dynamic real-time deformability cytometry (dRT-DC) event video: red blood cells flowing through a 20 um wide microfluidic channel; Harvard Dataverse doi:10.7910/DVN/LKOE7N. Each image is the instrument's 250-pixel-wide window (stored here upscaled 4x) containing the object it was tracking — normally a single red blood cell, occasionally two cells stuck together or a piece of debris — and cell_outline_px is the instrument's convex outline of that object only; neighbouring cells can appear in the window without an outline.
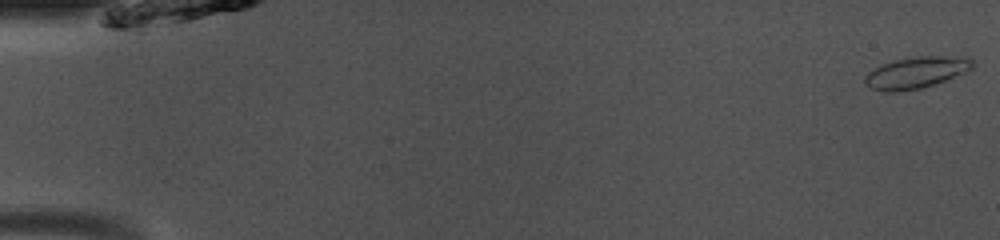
{"species": "common noctule bat (a hibernating species)", "species_latin": "Nyctalus noctula", "temperature_condition": "room temperature", "stored_images_in_passage": 49, "camera_frame_rate_fps": 3000, "um_per_image_px": 0.085, "animal": {"sex": "male", "body_mass_g": 13.0, "forearm_length_mm": 53.1}, "frame": {"image": 1, "passage_image": 1, "time_ms": 0.0, "image_size_px": [1000, 240], "cell_outline_px": [[976, 64], [972, 68], [964, 72], [944, 80], [920, 88], [896, 92], [884, 92], [872, 88], [864, 84], [864, 76], [868, 72], [884, 64], [896, 60], [916, 56], [968, 56]], "centroid_in_image_um": [77.88, 6.16], "position_along_channel_um": 7.1, "area_um2": 19.59}}
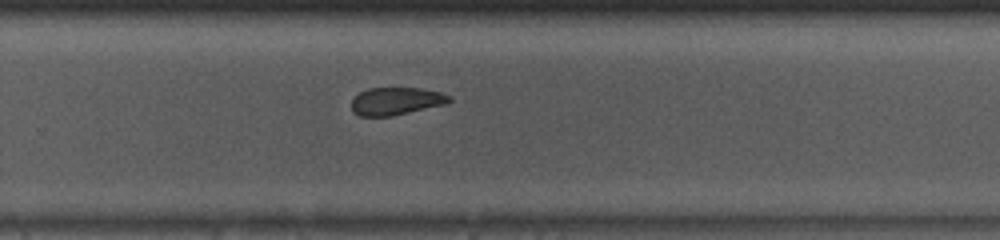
{"frame": {"image": 2, "passage_image": 33, "time_ms": 10.667, "image_size_px": [1000, 240], "cell_outline_px": [[452, 100], [448, 104], [392, 116], [360, 116], [352, 112], [352, 100], [360, 92], [368, 88], [420, 88], [440, 92], [452, 96]], "centroid_in_image_um": [33.71, 8.6], "position_along_channel_um": 296.1, "area_um2": 15.9}}
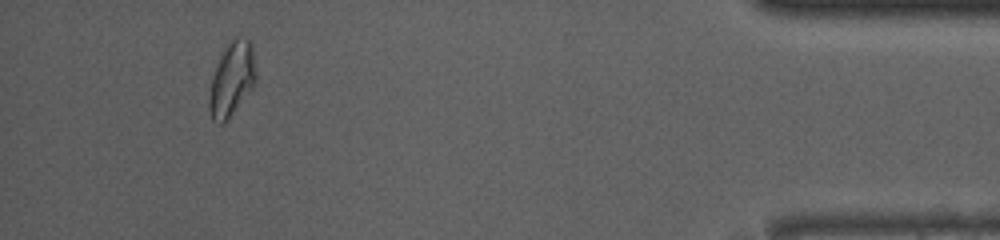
{"frame": {"image": 3, "passage_image": 46, "time_ms": 15.0, "image_size_px": [1000, 240], "cell_outline_px": [[256, 84], [224, 124], [220, 124], [212, 120], [208, 108], [208, 100], [212, 76], [220, 56], [228, 44], [236, 36], [252, 40], [256, 72]], "centroid_in_image_um": [19.72, 6.74], "position_along_channel_um": 415.5, "area_um2": 20.4}, "authors_computed_cell_mechanics": {"area_um2": 17.8024, "velocity_mm_per_s": 4.0958, "shape_relaxation_time_tau1_ms": 5.7248, "shape_relaxation_time_tau2_ms": 1.8805, "deformation_change_tau1": 0.1168, "deformation_change_tau2": 0.0777}}